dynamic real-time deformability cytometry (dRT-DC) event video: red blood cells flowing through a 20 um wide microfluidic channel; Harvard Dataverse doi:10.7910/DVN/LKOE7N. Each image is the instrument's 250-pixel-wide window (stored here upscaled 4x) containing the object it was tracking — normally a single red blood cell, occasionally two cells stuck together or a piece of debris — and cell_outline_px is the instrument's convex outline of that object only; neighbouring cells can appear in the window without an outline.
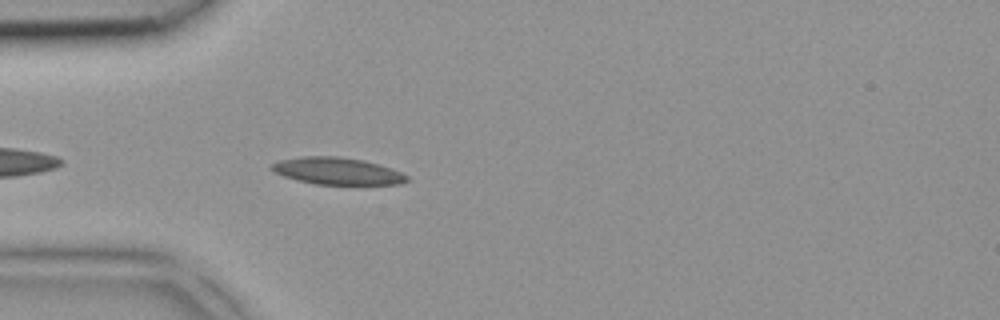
{"species": "common noctule bat (a hibernating species)", "species_latin": "Nyctalus noctula", "temperature_condition": "room temperature", "stored_images_in_passage": 3, "camera_frame_rate_fps": 3000, "um_per_image_px": 0.085, "animal": {"sex": "female", "body_mass_g": 18.4}, "frame": {"image": 1, "passage_image": 3, "time_ms": 0.667, "image_size_px": [1000, 320], "cell_outline_px": [[412, 180], [400, 184], [356, 188], [316, 184], [296, 180], [284, 176], [268, 168], [272, 164], [280, 160], [300, 156], [340, 156], [364, 160], [392, 168], [408, 176]], "centroid_in_image_um": [28.78, 14.6], "position_along_channel_um": 56.2, "area_um2": 22.6}}